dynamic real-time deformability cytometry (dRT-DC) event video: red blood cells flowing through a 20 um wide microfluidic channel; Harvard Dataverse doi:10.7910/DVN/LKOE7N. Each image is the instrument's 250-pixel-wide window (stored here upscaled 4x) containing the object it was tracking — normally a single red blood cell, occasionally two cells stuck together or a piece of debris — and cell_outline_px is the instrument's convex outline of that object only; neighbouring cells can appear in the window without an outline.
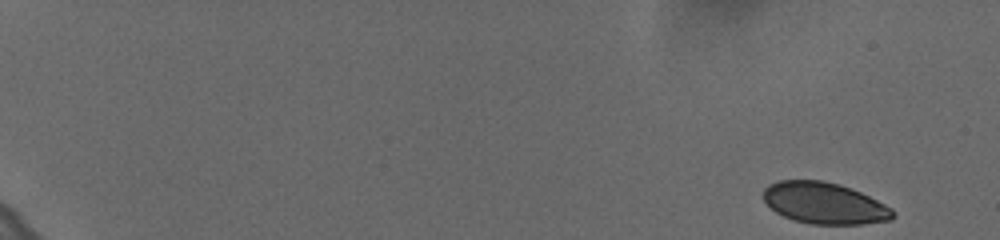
{"species": "human", "species_latin": "Homo sapiens", "temperature_condition": "cold", "stored_images_in_passage": 57, "camera_frame_rate_fps": 3000, "um_per_image_px": 0.085, "donor": {"sex": "female"}, "frame": {"image": 1, "passage_image": 1, "time_ms": 0.0, "image_size_px": [1000, 240], "cell_outline_px": [[892, 220], [860, 224], [812, 224], [792, 220], [776, 212], [764, 200], [764, 188], [768, 184], [780, 180], [824, 180], [840, 184], [852, 188], [892, 208]], "centroid_in_image_um": [70.05, 17.26], "position_along_channel_um": 15.0, "area_um2": 31.15}}
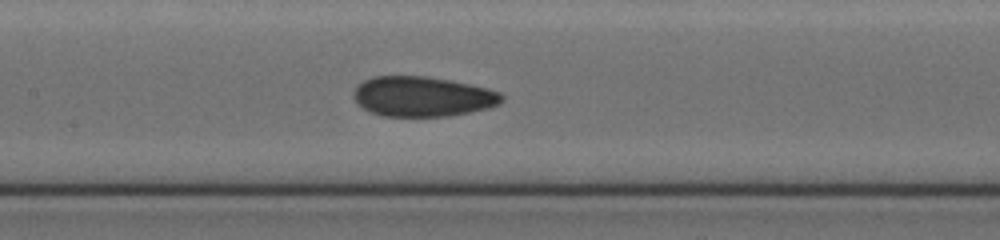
{"frame": {"image": 2, "passage_image": 30, "time_ms": 9.667, "image_size_px": [1000, 240], "cell_outline_px": [[504, 100], [500, 104], [488, 108], [448, 116], [380, 116], [368, 112], [356, 104], [352, 96], [352, 92], [364, 80], [372, 76], [424, 76], [448, 80], [488, 88], [500, 92], [504, 96]], "centroid_in_image_um": [35.88, 8.21], "position_along_channel_um": 171.5, "area_um2": 34.8}}
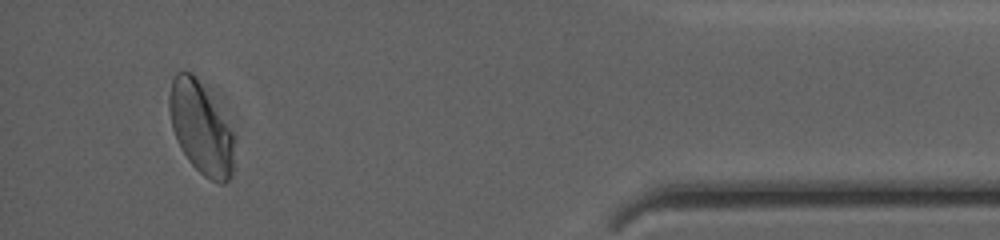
{"frame": {"image": 3, "passage_image": 54, "time_ms": 17.667, "image_size_px": [1000, 240], "cell_outline_px": [[236, 140], [232, 176], [224, 184], [220, 184], [204, 176], [188, 160], [180, 148], [176, 140], [172, 128], [168, 108], [168, 96], [172, 80], [176, 72], [192, 72], [196, 76], [232, 132]], "centroid_in_image_um": [17.06, 10.93], "position_along_channel_um": 418.1, "area_um2": 34.68}, "authors_computed_cell_mechanics": {"area_um2": 33.813, "velocity_mm_per_s": 3.6241, "shape_relaxation_time_tau1_ms": null, "shape_relaxation_time_tau2_ms": 1.117, "deformation_change_tau1": null, "deformation_change_tau2": 0.0453}}